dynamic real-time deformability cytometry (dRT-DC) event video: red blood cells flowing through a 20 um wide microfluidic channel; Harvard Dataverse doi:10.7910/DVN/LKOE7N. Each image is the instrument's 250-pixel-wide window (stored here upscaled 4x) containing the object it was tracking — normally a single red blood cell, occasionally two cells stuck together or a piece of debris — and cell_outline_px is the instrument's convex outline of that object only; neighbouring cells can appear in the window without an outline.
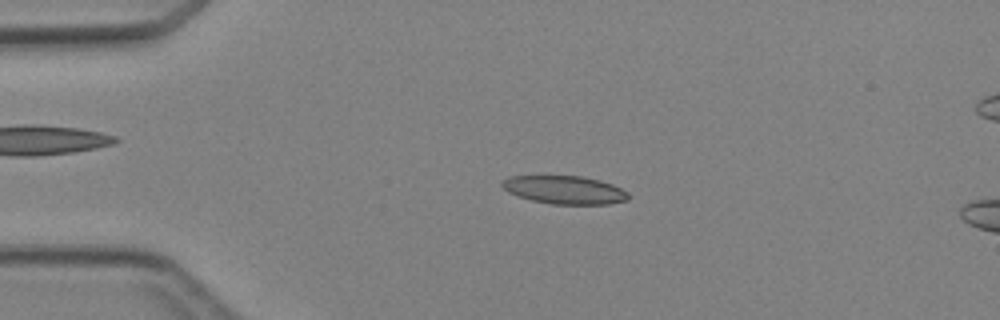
{"species": "Egyptian fruit bat (a non-hibernating species)", "species_latin": "Rousettus aegyptiacus", "temperature_condition": "cold", "stored_images_in_passage": 4, "camera_frame_rate_fps": 3000, "um_per_image_px": 0.085, "animal": {"sex": "female"}, "frame": {"image": 1, "passage_image": 2, "time_ms": 1.333, "image_size_px": [1000, 320], "cell_outline_px": [[628, 200], [608, 204], [552, 204], [532, 200], [516, 196], [508, 192], [500, 184], [500, 180], [508, 176], [580, 176], [600, 180], [612, 184], [628, 192]], "centroid_in_image_um": [47.95, 16.13], "position_along_channel_um": 37.0, "area_um2": 20.81}}